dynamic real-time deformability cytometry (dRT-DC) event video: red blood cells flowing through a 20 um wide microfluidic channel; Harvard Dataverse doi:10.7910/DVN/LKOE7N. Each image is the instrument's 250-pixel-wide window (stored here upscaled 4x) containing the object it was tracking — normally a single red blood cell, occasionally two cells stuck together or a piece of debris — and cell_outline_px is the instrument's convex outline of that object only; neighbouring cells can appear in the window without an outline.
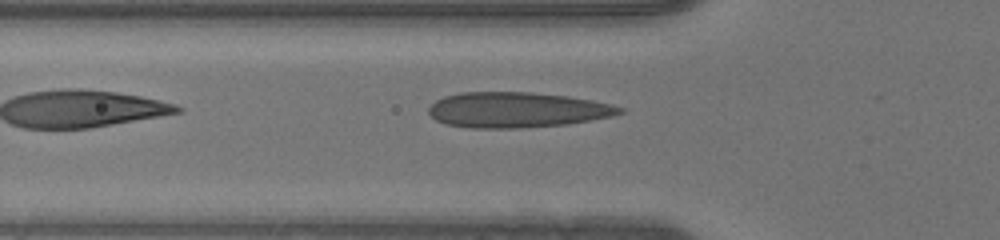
{"species": "human", "species_latin": "Homo sapiens", "temperature_condition": "warm", "stored_images_in_passage": 37, "camera_frame_rate_fps": 3000, "um_per_image_px": 0.085, "donor": {"sex": "male"}, "frame": {"image": 1, "passage_image": 4, "time_ms": 1.0, "image_size_px": [1000, 240], "cell_outline_px": [[624, 112], [612, 116], [568, 124], [520, 128], [472, 128], [444, 124], [436, 120], [428, 112], [428, 108], [436, 100], [444, 96], [460, 92], [528, 92], [568, 96], [592, 100], [612, 104], [624, 108]], "centroid_in_image_um": [43.93, 9.34], "position_along_channel_um": 81.9, "area_um2": 39.54}}
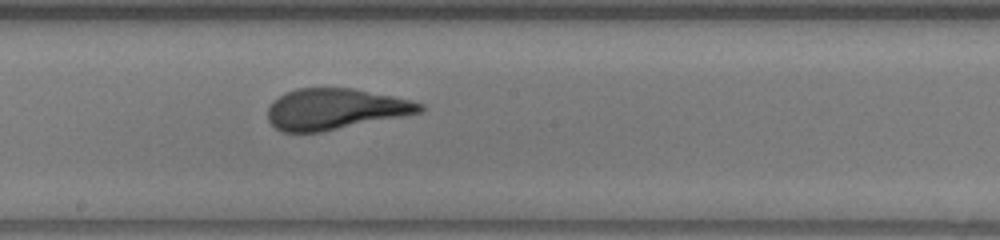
{"frame": {"image": 2, "passage_image": 14, "time_ms": 4.333, "image_size_px": [1000, 240], "cell_outline_px": [[424, 108], [420, 112], [404, 116], [320, 132], [280, 132], [268, 120], [268, 108], [272, 100], [284, 92], [296, 88], [352, 88], [412, 100], [424, 104]], "centroid_in_image_um": [28.46, 9.26], "position_along_channel_um": 219.7, "area_um2": 36.36}}
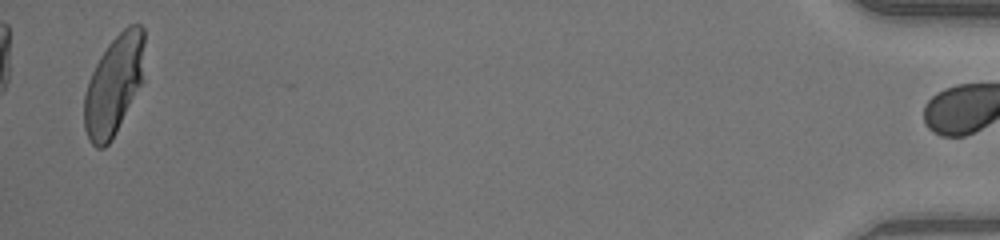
{"frame": {"image": 3, "passage_image": 36, "time_ms": 11.667, "image_size_px": [1000, 240], "cell_outline_px": [[144, 80], [112, 140], [104, 148], [96, 148], [92, 144], [84, 128], [84, 96], [88, 80], [100, 56], [108, 44], [128, 24], [140, 24], [144, 28]], "centroid_in_image_um": [9.7, 7.22], "position_along_channel_um": 425.5, "area_um2": 35.32}}